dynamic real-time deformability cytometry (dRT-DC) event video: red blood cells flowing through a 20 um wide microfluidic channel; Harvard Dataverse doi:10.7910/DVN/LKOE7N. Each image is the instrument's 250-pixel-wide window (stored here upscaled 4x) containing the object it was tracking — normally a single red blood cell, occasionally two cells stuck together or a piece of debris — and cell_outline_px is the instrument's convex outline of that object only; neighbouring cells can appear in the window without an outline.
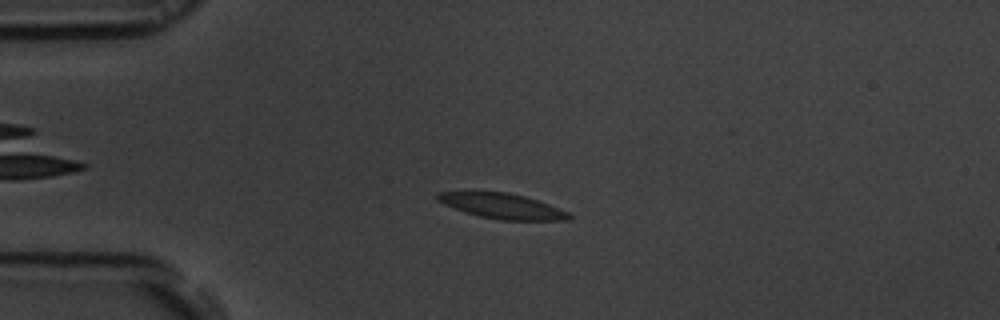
{"species": "common noctule bat (a hibernating species)", "species_latin": "Nyctalus noctula", "temperature_condition": "room temperature", "stored_images_in_passage": 55, "camera_frame_rate_fps": 3000, "um_per_image_px": 0.085, "animal": {"sex": "male", "body_mass_g": 19.5, "forearm_length_mm": 54.6}, "frame": {"image": 1, "passage_image": 13, "time_ms": 4.0, "image_size_px": [1000, 320], "cell_outline_px": [[572, 216], [568, 220], [500, 220], [480, 216], [464, 212], [444, 204], [436, 200], [436, 192], [508, 192], [524, 196], [548, 204], [568, 212]], "centroid_in_image_um": [42.66, 17.51], "position_along_channel_um": 42.3, "area_um2": 19.13}}
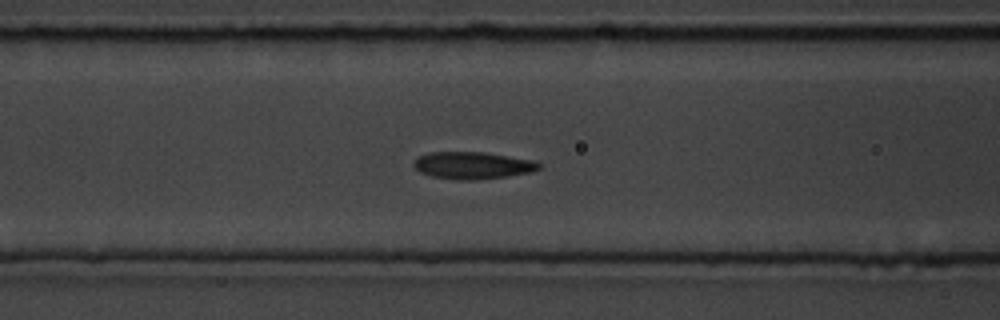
{"frame": {"image": 2, "passage_image": 22, "time_ms": 7.0, "image_size_px": [1000, 320], "cell_outline_px": [[540, 168], [532, 172], [508, 176], [472, 180], [456, 180], [432, 176], [420, 172], [412, 164], [420, 156], [432, 152], [484, 152], [532, 160], [540, 164]], "centroid_in_image_um": [40.18, 14.06], "position_along_channel_um": 126.4, "area_um2": 19.59}}
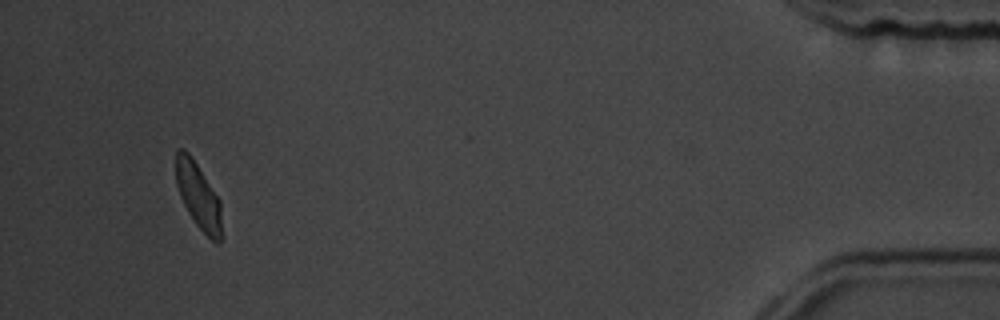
{"frame": {"image": 3, "passage_image": 52, "time_ms": 17.0, "image_size_px": [1000, 320], "cell_outline_px": [[220, 240], [216, 244], [196, 224], [188, 212], [180, 196], [176, 184], [176, 152], [180, 148], [184, 148], [192, 156], [220, 200]], "centroid_in_image_um": [16.83, 16.59], "position_along_channel_um": 418.4, "area_um2": 17.28}, "authors_computed_cell_mechanics": {"area_um2": 19.4208, "velocity_mm_per_s": 3.6588, "shape_relaxation_time_tau1_ms": 4.0957, "shape_relaxation_time_tau2_ms": 1.9716, "deformation_change_tau1": 0.1185, "deformation_change_tau2": 0.0672}}